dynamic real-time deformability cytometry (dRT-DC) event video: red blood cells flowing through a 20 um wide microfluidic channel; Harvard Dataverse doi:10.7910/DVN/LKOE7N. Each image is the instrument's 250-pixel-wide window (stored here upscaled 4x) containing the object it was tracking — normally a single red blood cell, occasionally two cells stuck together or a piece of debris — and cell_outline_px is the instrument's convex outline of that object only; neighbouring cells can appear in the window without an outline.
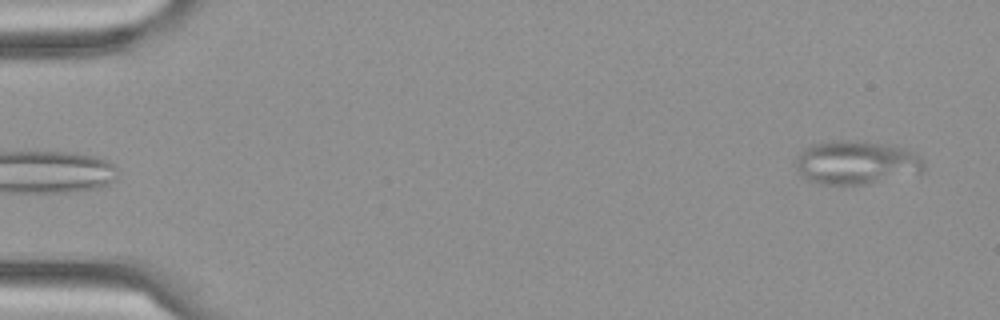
{"species": "Egyptian fruit bat (a non-hibernating species)", "species_latin": "Rousettus aegyptiacus", "temperature_condition": "cold", "stored_images_in_passage": 5, "camera_frame_rate_fps": 3000, "um_per_image_px": 0.085, "frame": {"image": 1, "passage_image": 5, "time_ms": 1.333, "image_size_px": [1000, 320], "cell_outline_px": [[924, 172], [864, 184], [820, 184], [808, 180], [800, 176], [796, 164], [796, 156], [804, 148], [816, 144], [892, 144], [904, 148], [920, 156], [924, 160]], "centroid_in_image_um": [72.81, 13.88], "position_along_channel_um": 12.2, "area_um2": 31.33}}